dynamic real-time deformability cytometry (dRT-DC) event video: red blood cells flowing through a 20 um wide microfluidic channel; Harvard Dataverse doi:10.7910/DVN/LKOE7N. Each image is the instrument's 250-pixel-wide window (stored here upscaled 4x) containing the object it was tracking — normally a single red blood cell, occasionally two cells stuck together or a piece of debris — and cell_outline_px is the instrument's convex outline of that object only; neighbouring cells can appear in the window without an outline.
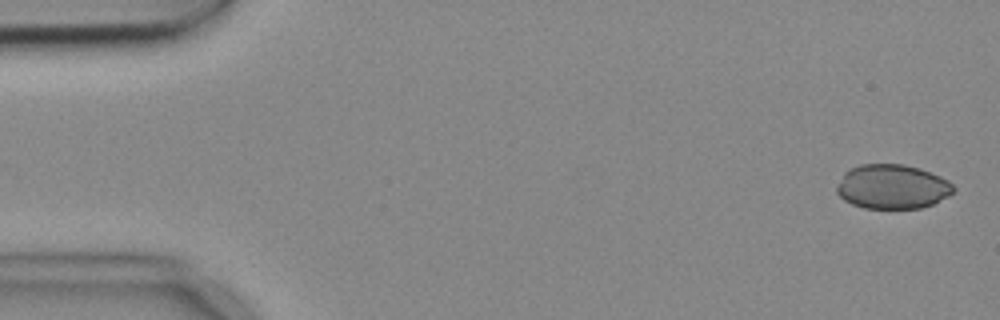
{"species": "common noctule bat (a hibernating species)", "species_latin": "Nyctalus noctula", "temperature_condition": "cold", "stored_images_in_passage": 8, "camera_frame_rate_fps": 3000, "um_per_image_px": 0.085, "animal": {"sex": "female", "body_mass_g": 18.4}, "frame": {"image": 1, "passage_image": 1, "time_ms": 0.0, "image_size_px": [1000, 320], "cell_outline_px": [[956, 188], [948, 196], [932, 204], [920, 208], [864, 208], [852, 204], [844, 200], [836, 192], [836, 188], [844, 172], [860, 164], [904, 164], [920, 168], [940, 176], [948, 180]], "centroid_in_image_um": [75.84, 15.86], "position_along_channel_um": 9.2, "area_um2": 30.17}}
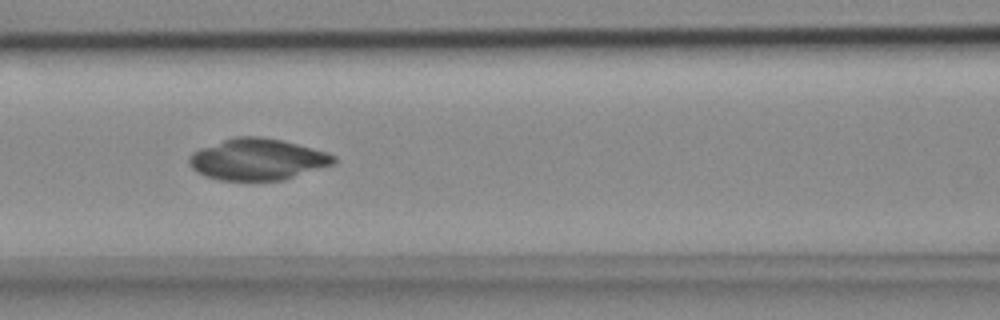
{"frame": {"image": 2, "passage_image": 7, "time_ms": 2.0, "image_size_px": [1000, 320], "cell_outline_px": [[336, 160], [332, 164], [284, 180], [220, 180], [196, 172], [192, 168], [188, 160], [192, 152], [224, 140], [236, 136], [260, 136], [280, 140], [312, 148], [336, 156]], "centroid_in_image_um": [21.87, 13.55], "position_along_channel_um": 144.7, "area_um2": 34.33}}
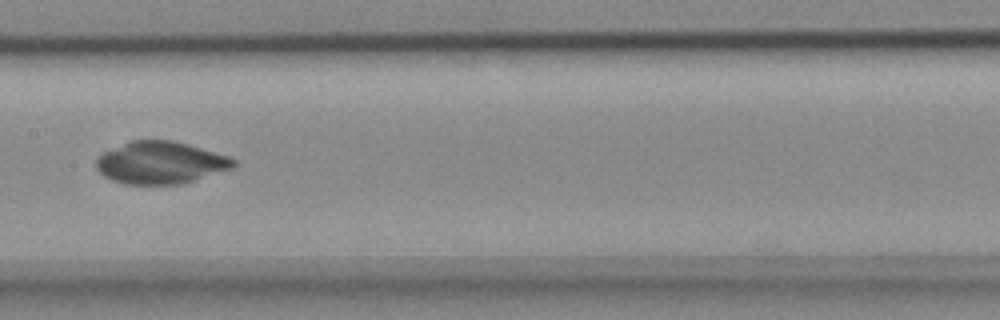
{"frame": {"image": 3, "passage_image": 8, "time_ms": 2.333, "image_size_px": [1000, 320], "cell_outline_px": [[236, 164], [232, 168], [180, 184], [124, 184], [112, 180], [104, 176], [96, 168], [96, 160], [104, 152], [132, 140], [172, 140], [188, 144], [228, 156], [236, 160]], "centroid_in_image_um": [13.64, 13.83], "position_along_channel_um": 193.8, "area_um2": 33.47}}